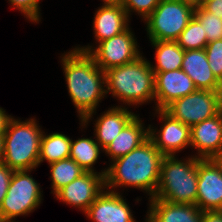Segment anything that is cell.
I'll return each instance as SVG.
<instances>
[{"label":"cell","instance_id":"1","mask_svg":"<svg viewBox=\"0 0 222 222\" xmlns=\"http://www.w3.org/2000/svg\"><path fill=\"white\" fill-rule=\"evenodd\" d=\"M68 93L85 126L96 112L99 101L106 94L105 72L94 59L77 48L62 55Z\"/></svg>","mask_w":222,"mask_h":222},{"label":"cell","instance_id":"2","mask_svg":"<svg viewBox=\"0 0 222 222\" xmlns=\"http://www.w3.org/2000/svg\"><path fill=\"white\" fill-rule=\"evenodd\" d=\"M164 155L148 138L127 155L111 162L105 175V189L118 186L135 187L153 198L159 183L160 166ZM108 187V188H107Z\"/></svg>","mask_w":222,"mask_h":222},{"label":"cell","instance_id":"3","mask_svg":"<svg viewBox=\"0 0 222 222\" xmlns=\"http://www.w3.org/2000/svg\"><path fill=\"white\" fill-rule=\"evenodd\" d=\"M155 73L150 62L139 56L134 61L105 71L106 94L123 104L142 105L155 99Z\"/></svg>","mask_w":222,"mask_h":222},{"label":"cell","instance_id":"4","mask_svg":"<svg viewBox=\"0 0 222 222\" xmlns=\"http://www.w3.org/2000/svg\"><path fill=\"white\" fill-rule=\"evenodd\" d=\"M198 157L186 161L174 156H164L160 166V178L153 198L171 203L196 204ZM183 161V162H182Z\"/></svg>","mask_w":222,"mask_h":222},{"label":"cell","instance_id":"5","mask_svg":"<svg viewBox=\"0 0 222 222\" xmlns=\"http://www.w3.org/2000/svg\"><path fill=\"white\" fill-rule=\"evenodd\" d=\"M36 120L10 119L4 134L3 163L13 170H32L39 165L41 137L44 132Z\"/></svg>","mask_w":222,"mask_h":222},{"label":"cell","instance_id":"6","mask_svg":"<svg viewBox=\"0 0 222 222\" xmlns=\"http://www.w3.org/2000/svg\"><path fill=\"white\" fill-rule=\"evenodd\" d=\"M193 15L194 9L179 0H161L145 19L150 41H176Z\"/></svg>","mask_w":222,"mask_h":222},{"label":"cell","instance_id":"7","mask_svg":"<svg viewBox=\"0 0 222 222\" xmlns=\"http://www.w3.org/2000/svg\"><path fill=\"white\" fill-rule=\"evenodd\" d=\"M29 172L31 170H14L0 207V222H14L13 218L27 215L40 205L41 189Z\"/></svg>","mask_w":222,"mask_h":222},{"label":"cell","instance_id":"8","mask_svg":"<svg viewBox=\"0 0 222 222\" xmlns=\"http://www.w3.org/2000/svg\"><path fill=\"white\" fill-rule=\"evenodd\" d=\"M222 91L197 89L181 97L163 110L190 128L199 122L217 115L222 110Z\"/></svg>","mask_w":222,"mask_h":222},{"label":"cell","instance_id":"9","mask_svg":"<svg viewBox=\"0 0 222 222\" xmlns=\"http://www.w3.org/2000/svg\"><path fill=\"white\" fill-rule=\"evenodd\" d=\"M98 44L95 49L89 45L76 48L81 52L88 53L104 72L110 68L130 63L141 56L137 48V41L129 27L120 34Z\"/></svg>","mask_w":222,"mask_h":222},{"label":"cell","instance_id":"10","mask_svg":"<svg viewBox=\"0 0 222 222\" xmlns=\"http://www.w3.org/2000/svg\"><path fill=\"white\" fill-rule=\"evenodd\" d=\"M102 172H84L55 193V197L67 205L75 206L84 213L105 189V175ZM98 173V174H97Z\"/></svg>","mask_w":222,"mask_h":222},{"label":"cell","instance_id":"11","mask_svg":"<svg viewBox=\"0 0 222 222\" xmlns=\"http://www.w3.org/2000/svg\"><path fill=\"white\" fill-rule=\"evenodd\" d=\"M196 206L201 211L222 210V170L213 159H198Z\"/></svg>","mask_w":222,"mask_h":222},{"label":"cell","instance_id":"12","mask_svg":"<svg viewBox=\"0 0 222 222\" xmlns=\"http://www.w3.org/2000/svg\"><path fill=\"white\" fill-rule=\"evenodd\" d=\"M156 113L163 119L164 125L157 135L155 134L156 129H152L149 125V138L164 156H174L176 152L191 146L190 127L188 125L174 119L163 109H156Z\"/></svg>","mask_w":222,"mask_h":222},{"label":"cell","instance_id":"13","mask_svg":"<svg viewBox=\"0 0 222 222\" xmlns=\"http://www.w3.org/2000/svg\"><path fill=\"white\" fill-rule=\"evenodd\" d=\"M155 73V109H164L171 102L197 90L192 79L182 70Z\"/></svg>","mask_w":222,"mask_h":222},{"label":"cell","instance_id":"14","mask_svg":"<svg viewBox=\"0 0 222 222\" xmlns=\"http://www.w3.org/2000/svg\"><path fill=\"white\" fill-rule=\"evenodd\" d=\"M191 146L198 151V158L213 159L222 153V110L190 128Z\"/></svg>","mask_w":222,"mask_h":222},{"label":"cell","instance_id":"15","mask_svg":"<svg viewBox=\"0 0 222 222\" xmlns=\"http://www.w3.org/2000/svg\"><path fill=\"white\" fill-rule=\"evenodd\" d=\"M85 214L94 222H136L129 205L114 189L103 190Z\"/></svg>","mask_w":222,"mask_h":222},{"label":"cell","instance_id":"16","mask_svg":"<svg viewBox=\"0 0 222 222\" xmlns=\"http://www.w3.org/2000/svg\"><path fill=\"white\" fill-rule=\"evenodd\" d=\"M129 17L120 2H104L95 13L93 28L98 42L125 31Z\"/></svg>","mask_w":222,"mask_h":222},{"label":"cell","instance_id":"17","mask_svg":"<svg viewBox=\"0 0 222 222\" xmlns=\"http://www.w3.org/2000/svg\"><path fill=\"white\" fill-rule=\"evenodd\" d=\"M181 69L201 90L222 91V83L213 74L205 49L186 50Z\"/></svg>","mask_w":222,"mask_h":222},{"label":"cell","instance_id":"18","mask_svg":"<svg viewBox=\"0 0 222 222\" xmlns=\"http://www.w3.org/2000/svg\"><path fill=\"white\" fill-rule=\"evenodd\" d=\"M146 222H202L203 211L196 205L150 199Z\"/></svg>","mask_w":222,"mask_h":222},{"label":"cell","instance_id":"19","mask_svg":"<svg viewBox=\"0 0 222 222\" xmlns=\"http://www.w3.org/2000/svg\"><path fill=\"white\" fill-rule=\"evenodd\" d=\"M135 116L136 114L122 106H114L104 112L94 124L95 140L101 149L104 150Z\"/></svg>","mask_w":222,"mask_h":222},{"label":"cell","instance_id":"20","mask_svg":"<svg viewBox=\"0 0 222 222\" xmlns=\"http://www.w3.org/2000/svg\"><path fill=\"white\" fill-rule=\"evenodd\" d=\"M144 128L142 120L136 115L103 151L112 161L127 155L149 138V127Z\"/></svg>","mask_w":222,"mask_h":222},{"label":"cell","instance_id":"21","mask_svg":"<svg viewBox=\"0 0 222 222\" xmlns=\"http://www.w3.org/2000/svg\"><path fill=\"white\" fill-rule=\"evenodd\" d=\"M156 49V65L152 67L154 72H167L181 69L185 51L176 41H151Z\"/></svg>","mask_w":222,"mask_h":222},{"label":"cell","instance_id":"22","mask_svg":"<svg viewBox=\"0 0 222 222\" xmlns=\"http://www.w3.org/2000/svg\"><path fill=\"white\" fill-rule=\"evenodd\" d=\"M71 141L68 136L61 133L42 135L39 152V165L46 160L49 164L70 157Z\"/></svg>","mask_w":222,"mask_h":222},{"label":"cell","instance_id":"23","mask_svg":"<svg viewBox=\"0 0 222 222\" xmlns=\"http://www.w3.org/2000/svg\"><path fill=\"white\" fill-rule=\"evenodd\" d=\"M101 146L96 140L81 138L71 141L70 158L73 159L85 172H95L93 169L96 163Z\"/></svg>","mask_w":222,"mask_h":222},{"label":"cell","instance_id":"24","mask_svg":"<svg viewBox=\"0 0 222 222\" xmlns=\"http://www.w3.org/2000/svg\"><path fill=\"white\" fill-rule=\"evenodd\" d=\"M51 167V177L53 194L73 180L82 175L85 171L70 157L58 162L49 164Z\"/></svg>","mask_w":222,"mask_h":222},{"label":"cell","instance_id":"25","mask_svg":"<svg viewBox=\"0 0 222 222\" xmlns=\"http://www.w3.org/2000/svg\"><path fill=\"white\" fill-rule=\"evenodd\" d=\"M176 42L184 51L205 49L208 43L206 33H204L201 24L194 17L182 31Z\"/></svg>","mask_w":222,"mask_h":222},{"label":"cell","instance_id":"26","mask_svg":"<svg viewBox=\"0 0 222 222\" xmlns=\"http://www.w3.org/2000/svg\"><path fill=\"white\" fill-rule=\"evenodd\" d=\"M193 17L201 24L207 42L222 39V19L206 11L202 6L194 10Z\"/></svg>","mask_w":222,"mask_h":222},{"label":"cell","instance_id":"27","mask_svg":"<svg viewBox=\"0 0 222 222\" xmlns=\"http://www.w3.org/2000/svg\"><path fill=\"white\" fill-rule=\"evenodd\" d=\"M205 52L213 74L222 83V39L207 43Z\"/></svg>","mask_w":222,"mask_h":222},{"label":"cell","instance_id":"28","mask_svg":"<svg viewBox=\"0 0 222 222\" xmlns=\"http://www.w3.org/2000/svg\"><path fill=\"white\" fill-rule=\"evenodd\" d=\"M161 0H119L127 15L136 11L145 20L158 6Z\"/></svg>","mask_w":222,"mask_h":222},{"label":"cell","instance_id":"29","mask_svg":"<svg viewBox=\"0 0 222 222\" xmlns=\"http://www.w3.org/2000/svg\"><path fill=\"white\" fill-rule=\"evenodd\" d=\"M14 8L19 9L29 20L38 23L40 20V0H9Z\"/></svg>","mask_w":222,"mask_h":222},{"label":"cell","instance_id":"30","mask_svg":"<svg viewBox=\"0 0 222 222\" xmlns=\"http://www.w3.org/2000/svg\"><path fill=\"white\" fill-rule=\"evenodd\" d=\"M13 173L14 170L11 169L7 164L3 162L0 163V207L8 191Z\"/></svg>","mask_w":222,"mask_h":222},{"label":"cell","instance_id":"31","mask_svg":"<svg viewBox=\"0 0 222 222\" xmlns=\"http://www.w3.org/2000/svg\"><path fill=\"white\" fill-rule=\"evenodd\" d=\"M202 7L222 19V0H204Z\"/></svg>","mask_w":222,"mask_h":222},{"label":"cell","instance_id":"32","mask_svg":"<svg viewBox=\"0 0 222 222\" xmlns=\"http://www.w3.org/2000/svg\"><path fill=\"white\" fill-rule=\"evenodd\" d=\"M202 222H222V210L203 211Z\"/></svg>","mask_w":222,"mask_h":222},{"label":"cell","instance_id":"33","mask_svg":"<svg viewBox=\"0 0 222 222\" xmlns=\"http://www.w3.org/2000/svg\"><path fill=\"white\" fill-rule=\"evenodd\" d=\"M11 118V116L5 113V110L0 108V136H4Z\"/></svg>","mask_w":222,"mask_h":222},{"label":"cell","instance_id":"34","mask_svg":"<svg viewBox=\"0 0 222 222\" xmlns=\"http://www.w3.org/2000/svg\"><path fill=\"white\" fill-rule=\"evenodd\" d=\"M185 5L190 6L194 10L201 7L203 5L204 0H179Z\"/></svg>","mask_w":222,"mask_h":222},{"label":"cell","instance_id":"35","mask_svg":"<svg viewBox=\"0 0 222 222\" xmlns=\"http://www.w3.org/2000/svg\"><path fill=\"white\" fill-rule=\"evenodd\" d=\"M4 156V137L0 136V163L3 162Z\"/></svg>","mask_w":222,"mask_h":222},{"label":"cell","instance_id":"36","mask_svg":"<svg viewBox=\"0 0 222 222\" xmlns=\"http://www.w3.org/2000/svg\"><path fill=\"white\" fill-rule=\"evenodd\" d=\"M213 160L217 163V165L221 168L222 170V153L218 154L213 158Z\"/></svg>","mask_w":222,"mask_h":222},{"label":"cell","instance_id":"37","mask_svg":"<svg viewBox=\"0 0 222 222\" xmlns=\"http://www.w3.org/2000/svg\"><path fill=\"white\" fill-rule=\"evenodd\" d=\"M103 2H119V0H103Z\"/></svg>","mask_w":222,"mask_h":222}]
</instances>
